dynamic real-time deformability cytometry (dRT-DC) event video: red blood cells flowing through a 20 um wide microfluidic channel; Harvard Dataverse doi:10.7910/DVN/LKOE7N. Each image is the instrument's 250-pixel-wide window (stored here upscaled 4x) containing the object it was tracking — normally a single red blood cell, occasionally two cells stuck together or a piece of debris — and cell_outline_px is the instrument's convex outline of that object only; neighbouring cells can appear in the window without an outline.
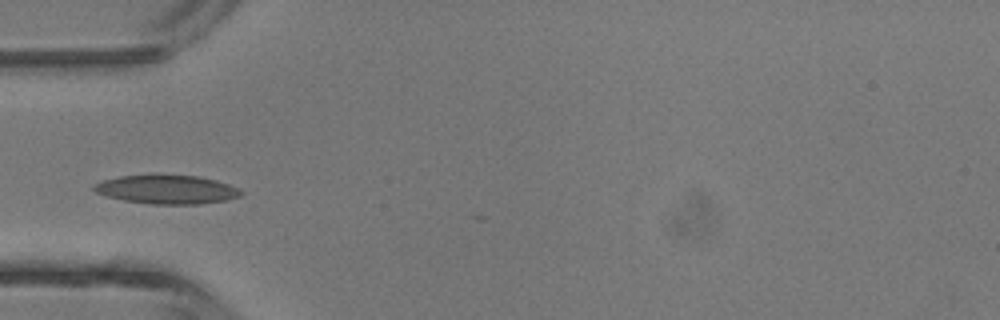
{"species": "common noctule bat (a hibernating species)", "species_latin": "Nyctalus noctula", "temperature_condition": "room temperature", "stored_images_in_passage": 3, "camera_frame_rate_fps": 3000, "um_per_image_px": 0.085, "animal": {"sex": "male", "body_mass_g": 13.3}, "frame": {"image": 1, "passage_image": 2, "time_ms": 1.0, "image_size_px": [1000, 320], "cell_outline_px": [[244, 192], [240, 196], [228, 200], [200, 204], [152, 204], [124, 200], [108, 196], [96, 192], [92, 188], [92, 184], [104, 180], [120, 176], [196, 176], [216, 180], [228, 184]], "centroid_in_image_um": [14.2, 16.12], "position_along_channel_um": 70.8, "area_um2": 24.22}}
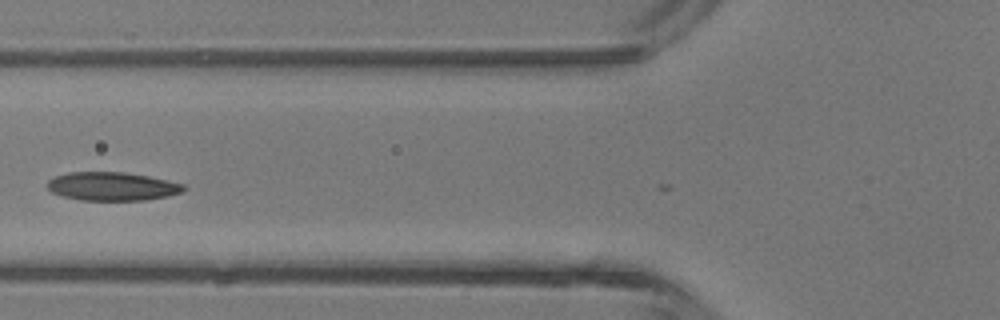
{"frame": {"image": 2, "passage_image": 3, "time_ms": 2.0, "image_size_px": [1000, 320], "cell_outline_px": [[188, 188], [184, 192], [168, 196], [144, 200], [80, 200], [64, 196], [52, 192], [44, 184], [48, 180], [56, 176], [68, 172], [124, 172], [148, 176], [184, 184]], "centroid_in_image_um": [9.55, 15.84], "position_along_channel_um": 116.3, "area_um2": 22.72}}